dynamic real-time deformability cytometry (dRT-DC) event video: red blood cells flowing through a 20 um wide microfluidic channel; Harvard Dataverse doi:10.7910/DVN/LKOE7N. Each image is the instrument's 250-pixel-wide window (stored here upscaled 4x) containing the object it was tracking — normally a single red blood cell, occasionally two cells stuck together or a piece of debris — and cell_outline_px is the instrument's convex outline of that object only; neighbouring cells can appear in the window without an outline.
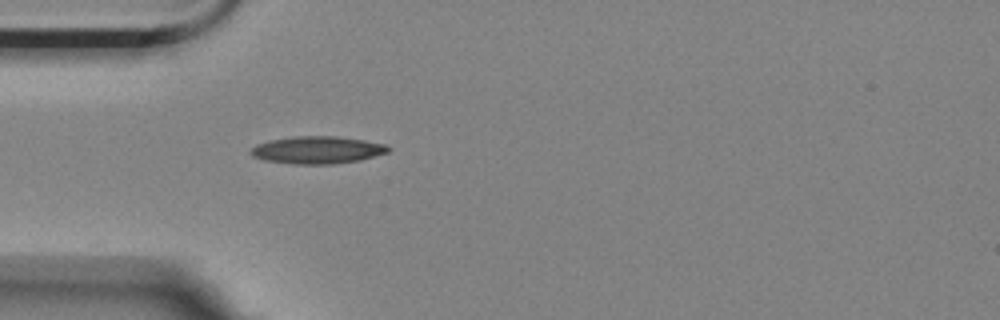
{"species": "Egyptian fruit bat (a non-hibernating species)", "species_latin": "Rousettus aegyptiacus", "temperature_condition": "room temperature", "stored_images_in_passage": 1, "camera_frame_rate_fps": 3000, "um_per_image_px": 0.085, "animal": {"sex": "female"}, "frame": {"image": 1, "passage_image": 1, "time_ms": 0.0, "image_size_px": [1000, 320], "cell_outline_px": [[392, 148], [388, 152], [360, 160], [332, 164], [292, 164], [264, 160], [252, 156], [248, 152], [256, 144], [272, 140], [292, 136], [336, 136], [364, 140], [388, 144]], "centroid_in_image_um": [26.99, 12.74], "position_along_channel_um": 58.0, "area_um2": 22.08}}